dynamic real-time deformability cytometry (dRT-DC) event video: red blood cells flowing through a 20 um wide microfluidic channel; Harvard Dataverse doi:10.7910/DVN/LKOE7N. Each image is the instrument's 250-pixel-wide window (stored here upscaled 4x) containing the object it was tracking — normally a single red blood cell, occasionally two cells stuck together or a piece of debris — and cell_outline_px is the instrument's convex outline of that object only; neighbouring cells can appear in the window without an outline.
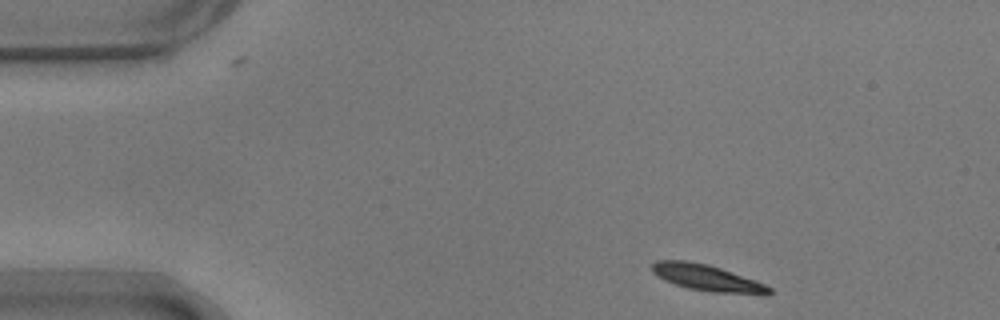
{"species": "common noctule bat (a hibernating species)", "species_latin": "Nyctalus noctula", "temperature_condition": "warm", "stored_images_in_passage": 10, "camera_frame_rate_fps": 3000, "um_per_image_px": 0.085, "animal": {"sex": "male", "body_mass_g": 17.9}, "frame": {"image": 1, "passage_image": 1, "time_ms": 0.0, "image_size_px": [1000, 320], "cell_outline_px": [[772, 292], [768, 296], [764, 296], [712, 292], [688, 288], [664, 280], [652, 272], [652, 264], [656, 260], [684, 260], [708, 264], [720, 268], [764, 284], [772, 288]], "centroid_in_image_um": [60.14, 23.64], "position_along_channel_um": 24.9, "area_um2": 18.03}}
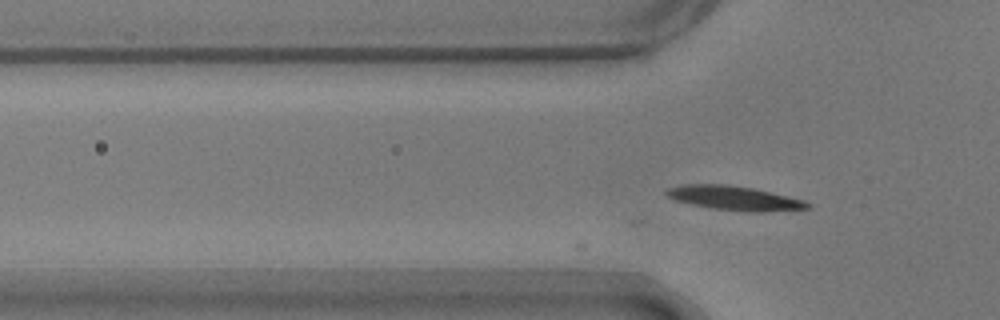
{"frame": {"image": 2, "passage_image": 10, "time_ms": 3.0, "image_size_px": [1000, 320], "cell_outline_px": [[812, 208], [764, 212], [744, 212], [712, 208], [672, 200], [664, 192], [668, 188], [680, 184], [728, 184], [752, 188], [772, 192], [804, 200], [812, 204]], "centroid_in_image_um": [62.43, 16.84], "position_along_channel_um": 63.4, "area_um2": 20.17}}